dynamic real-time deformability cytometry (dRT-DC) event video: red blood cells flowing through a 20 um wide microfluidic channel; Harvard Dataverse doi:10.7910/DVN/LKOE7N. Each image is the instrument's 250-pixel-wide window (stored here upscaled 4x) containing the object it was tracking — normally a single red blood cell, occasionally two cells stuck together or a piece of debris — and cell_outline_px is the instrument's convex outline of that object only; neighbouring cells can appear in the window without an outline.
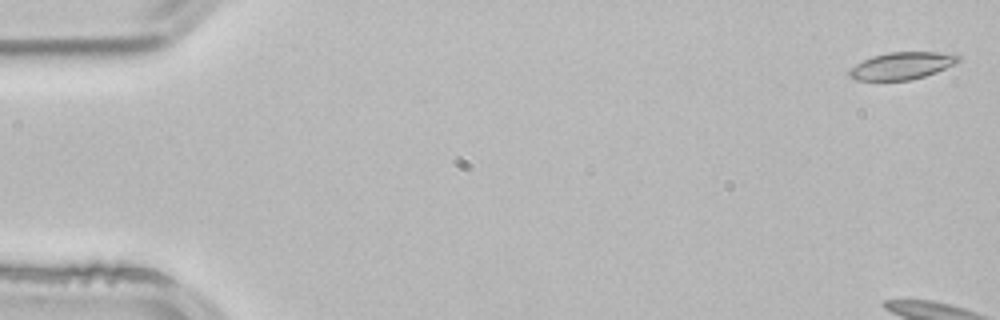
{"species": "common noctule bat (a hibernating species)", "species_latin": "Nyctalus noctula", "temperature_condition": "room temperature", "stored_images_in_passage": 5, "camera_frame_rate_fps": 3000, "um_per_image_px": 0.085, "animal": {"sex": "male", "body_mass_g": 21.5, "forearm_length_mm": 52.0}, "frame": {"image": 1, "passage_image": 1, "time_ms": 0.0, "image_size_px": [1000, 320], "cell_outline_px": [[960, 60], [956, 64], [936, 72], [924, 76], [908, 80], [856, 80], [848, 76], [848, 72], [856, 64], [872, 56], [888, 52], [936, 52], [960, 56]], "centroid_in_image_um": [76.65, 5.59], "position_along_channel_um": 8.3, "area_um2": 17.11}}